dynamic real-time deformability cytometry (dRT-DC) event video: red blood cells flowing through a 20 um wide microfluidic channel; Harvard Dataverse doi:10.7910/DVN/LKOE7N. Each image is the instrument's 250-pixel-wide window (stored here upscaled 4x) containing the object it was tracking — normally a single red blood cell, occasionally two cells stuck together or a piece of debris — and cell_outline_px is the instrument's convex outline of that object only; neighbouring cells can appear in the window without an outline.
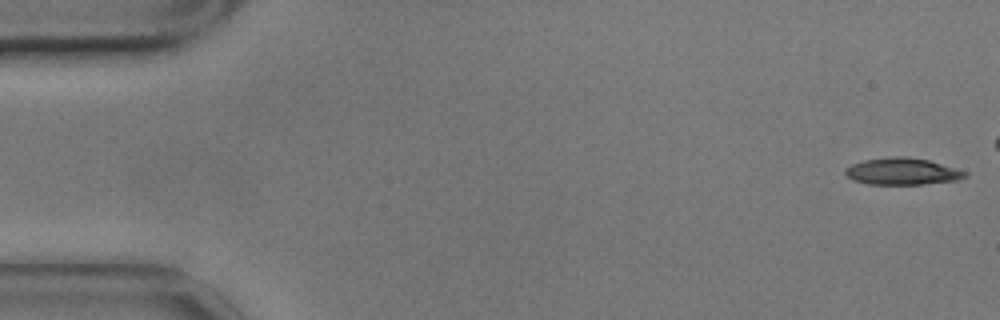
{"species": "common noctule bat (a hibernating species)", "species_latin": "Nyctalus noctula", "temperature_condition": "cold", "stored_images_in_passage": 49, "camera_frame_rate_fps": 3000, "um_per_image_px": 0.085, "animal": {"sex": "male", "body_mass_g": 17.9}, "frame": {"image": 1, "passage_image": 1, "time_ms": 0.0, "image_size_px": [1000, 320], "cell_outline_px": [[968, 176], [956, 180], [924, 184], [868, 184], [852, 180], [844, 172], [852, 164], [864, 160], [888, 156], [904, 156], [928, 160], [968, 172]], "centroid_in_image_um": [76.69, 14.57], "position_along_channel_um": 8.3, "area_um2": 18.61}}
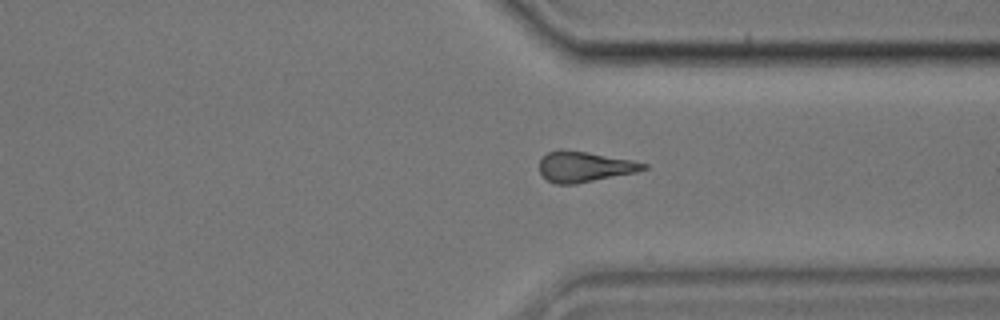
{"frame": {"image": 2, "passage_image": 42, "time_ms": 13.667, "image_size_px": [1000, 320], "cell_outline_px": [[648, 168], [636, 172], [576, 184], [556, 184], [548, 180], [540, 172], [540, 160], [548, 152], [556, 148], [560, 148], [632, 160], [648, 164]], "centroid_in_image_um": [49.67, 14.16], "position_along_channel_um": 361.7, "area_um2": 18.38}}
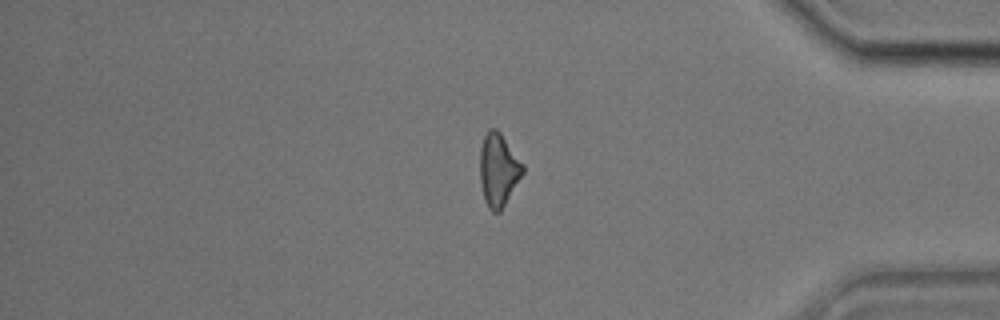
{"frame": {"image": 3, "passage_image": 47, "time_ms": 15.333, "image_size_px": [1000, 320], "cell_outline_px": [[524, 172], [500, 212], [492, 212], [488, 208], [484, 200], [480, 184], [480, 148], [484, 136], [488, 128], [496, 128], [500, 132], [524, 164]], "centroid_in_image_um": [42.36, 14.43], "position_along_channel_um": 392.8, "area_um2": 18.32}}